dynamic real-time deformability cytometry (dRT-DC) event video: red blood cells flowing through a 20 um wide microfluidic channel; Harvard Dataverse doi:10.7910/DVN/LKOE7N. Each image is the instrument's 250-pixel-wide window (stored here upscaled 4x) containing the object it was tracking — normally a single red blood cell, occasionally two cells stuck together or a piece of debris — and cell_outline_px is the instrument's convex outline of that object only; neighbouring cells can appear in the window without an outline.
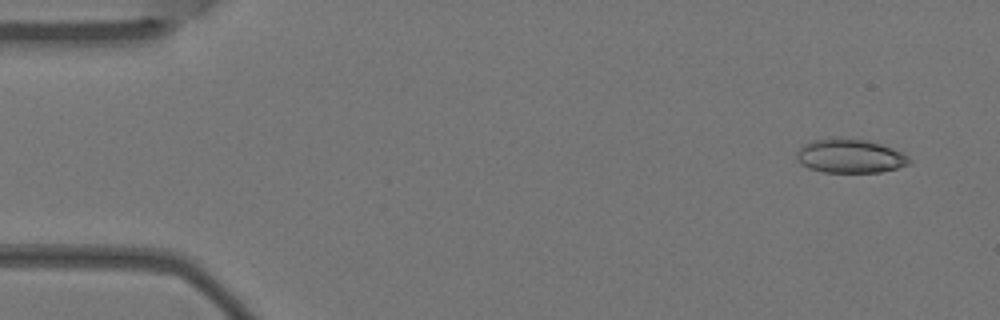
{"species": "Egyptian fruit bat (a non-hibernating species)", "species_latin": "Rousettus aegyptiacus", "temperature_condition": "warm", "stored_images_in_passage": 8, "camera_frame_rate_fps": 3000, "um_per_image_px": 0.085, "animal": {"sex": "female"}, "frame": {"image": 1, "passage_image": 1, "time_ms": 0.0, "image_size_px": [1000, 320], "cell_outline_px": [[912, 160], [908, 164], [896, 168], [880, 172], [824, 172], [808, 168], [800, 164], [796, 160], [796, 152], [804, 144], [812, 140], [832, 136], [868, 140], [892, 148], [908, 156]], "centroid_in_image_um": [72.2, 13.24], "position_along_channel_um": 12.8, "area_um2": 22.54}}
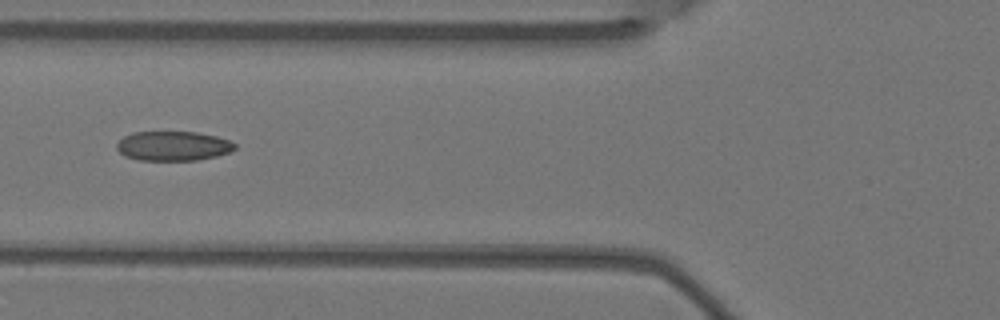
{"frame": {"image": 2, "passage_image": 5, "time_ms": 1.333, "image_size_px": [1000, 320], "cell_outline_px": [[236, 148], [228, 152], [216, 156], [196, 160], [140, 160], [124, 156], [116, 148], [116, 144], [124, 136], [132, 132], [196, 132], [216, 136], [228, 140], [236, 144]], "centroid_in_image_um": [14.69, 12.4], "position_along_channel_um": 111.1, "area_um2": 20.23}}
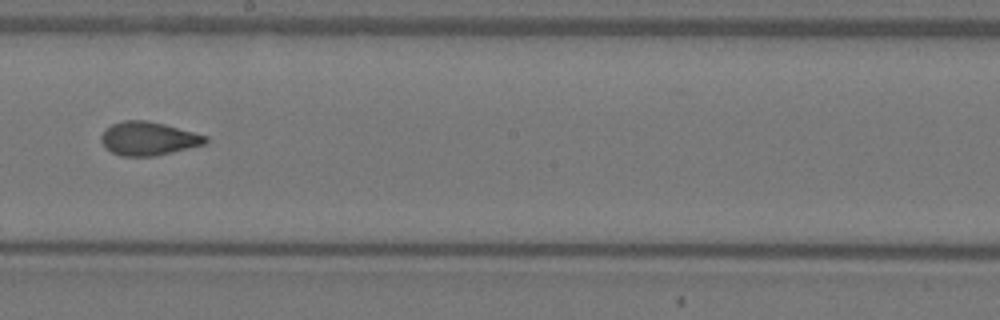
{"frame": {"image": 3, "passage_image": 8, "time_ms": 2.333, "image_size_px": [1000, 320], "cell_outline_px": [[208, 140], [204, 144], [156, 156], [120, 156], [112, 152], [100, 140], [100, 136], [104, 128], [112, 124], [124, 120], [148, 120], [164, 124], [208, 136]], "centroid_in_image_um": [12.59, 11.77], "position_along_channel_um": 235.6, "area_um2": 20.35}}